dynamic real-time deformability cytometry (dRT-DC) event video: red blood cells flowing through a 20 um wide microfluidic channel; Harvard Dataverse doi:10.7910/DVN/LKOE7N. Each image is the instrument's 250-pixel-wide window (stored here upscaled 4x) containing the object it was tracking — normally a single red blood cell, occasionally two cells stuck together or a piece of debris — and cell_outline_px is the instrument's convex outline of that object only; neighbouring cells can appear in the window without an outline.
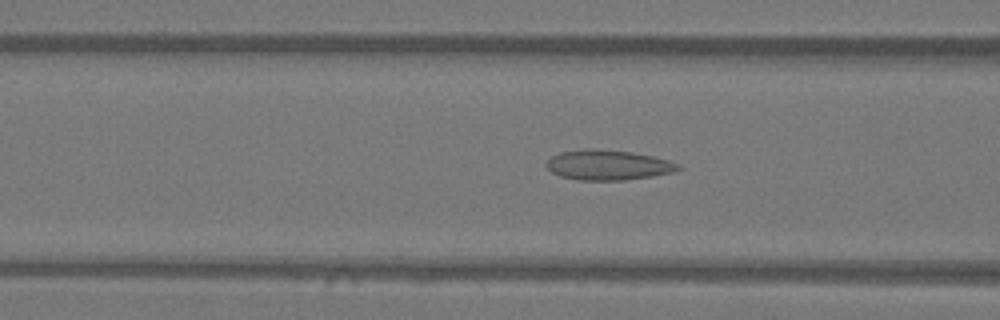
{"species": "Egyptian fruit bat (a non-hibernating species)", "species_latin": "Rousettus aegyptiacus", "temperature_condition": "warm", "stored_images_in_passage": 37, "camera_frame_rate_fps": 3000, "um_per_image_px": 0.085, "animal": {"sex": "female"}, "frame": {"image": 1, "passage_image": 7, "time_ms": 2.0, "image_size_px": [1000, 320], "cell_outline_px": [[680, 168], [672, 172], [652, 176], [624, 180], [580, 180], [560, 176], [552, 172], [544, 164], [552, 156], [560, 152], [584, 148], [596, 148], [632, 152], [652, 156], [668, 160], [680, 164]], "centroid_in_image_um": [51.65, 14.01], "position_along_channel_um": 114.9, "area_um2": 23.12}}
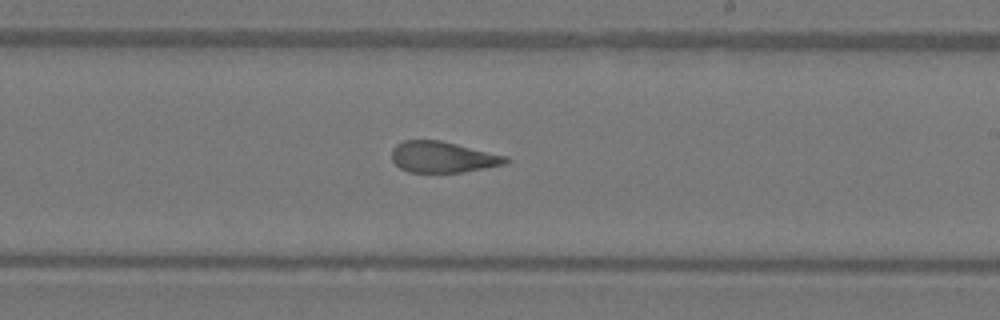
{"frame": {"image": 2, "passage_image": 17, "time_ms": 5.333, "image_size_px": [1000, 320], "cell_outline_px": [[508, 164], [460, 172], [408, 172], [400, 168], [392, 160], [392, 148], [396, 144], [404, 140], [440, 140], [508, 156]], "centroid_in_image_um": [37.63, 13.34], "position_along_channel_um": 251.4, "area_um2": 20.63}}
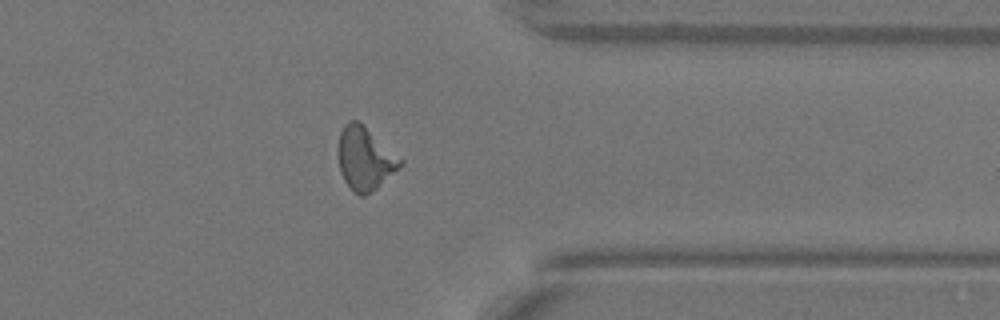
{"frame": {"image": 3, "passage_image": 27, "time_ms": 8.667, "image_size_px": [1000, 320], "cell_outline_px": [[404, 164], [376, 188], [364, 196], [360, 196], [344, 180], [340, 172], [340, 132], [344, 124], [348, 120], [356, 120], [404, 160]], "centroid_in_image_um": [31.05, 13.48], "position_along_channel_um": 380.4, "area_um2": 22.02}, "authors_computed_cell_mechanics": {"area_um2": 21.675, "velocity_mm_per_s": 4.105, "shape_relaxation_time_tau1_ms": null, "shape_relaxation_time_tau2_ms": 1.7937, "deformation_change_tau1": null, "deformation_change_tau2": 0.1136}}